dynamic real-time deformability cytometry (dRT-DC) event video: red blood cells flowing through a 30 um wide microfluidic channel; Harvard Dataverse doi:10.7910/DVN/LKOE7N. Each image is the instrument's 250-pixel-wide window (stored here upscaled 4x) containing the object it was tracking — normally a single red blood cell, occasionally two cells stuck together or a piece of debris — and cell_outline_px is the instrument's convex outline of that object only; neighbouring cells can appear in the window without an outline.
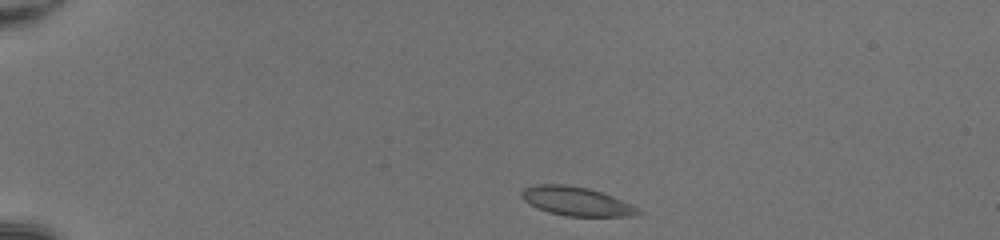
{"species": "common noctule bat (a hibernating species)", "species_latin": "Nyctalus noctula", "temperature_condition": "room temperature", "stored_images_in_passage": 40, "camera_frame_rate_fps": 3000, "um_per_image_px": 0.085, "animal": {"sex": "female", "body_mass_g": 20.0, "forearm_length_mm": 54.0}, "frame": {"image": 1, "passage_image": 1, "time_ms": 0.0, "image_size_px": [1000, 240], "cell_outline_px": [[644, 212], [632, 216], [568, 216], [548, 212], [536, 208], [524, 200], [520, 196], [520, 192], [524, 188], [536, 184], [564, 184], [588, 188], [612, 196], [632, 204]], "centroid_in_image_um": [48.98, 17.11], "position_along_channel_um": 36.0, "area_um2": 19.65}}
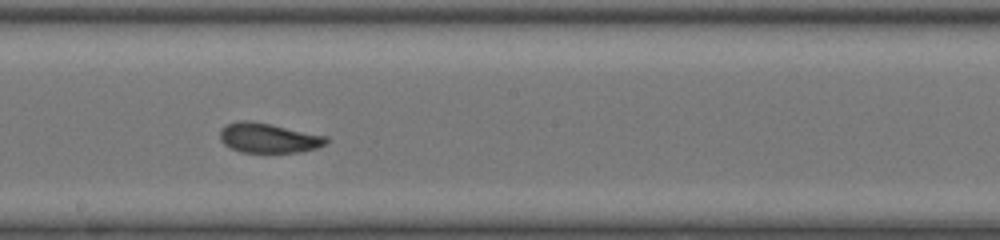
{"frame": {"image": 2, "passage_image": 20, "time_ms": 6.333, "image_size_px": [1000, 240], "cell_outline_px": [[328, 140], [324, 144], [316, 148], [300, 152], [240, 152], [224, 144], [220, 140], [220, 128], [236, 120], [248, 120], [272, 124], [328, 136]], "centroid_in_image_um": [22.8, 11.71], "position_along_channel_um": 225.4, "area_um2": 18.5}}
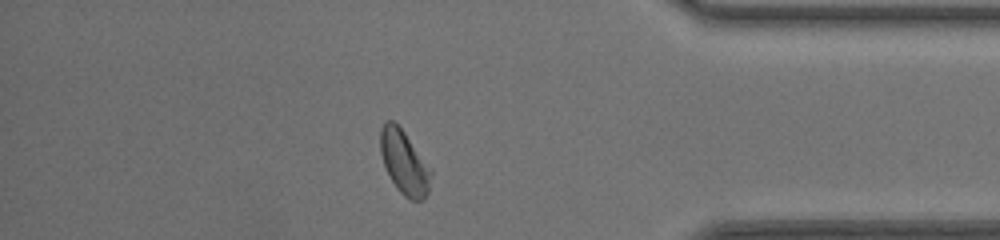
{"frame": {"image": 3, "passage_image": 34, "time_ms": 11.0, "image_size_px": [1000, 240], "cell_outline_px": [[432, 172], [428, 192], [424, 200], [412, 200], [404, 196], [396, 188], [384, 164], [380, 152], [380, 128], [384, 120], [392, 120], [404, 132], [432, 168]], "centroid_in_image_um": [34.37, 13.8], "position_along_channel_um": 400.8, "area_um2": 18.84}, "authors_computed_cell_mechanics": {"area_um2": 18.6116, "velocity_mm_per_s": 4.2055, "shape_relaxation_time_tau1_ms": 4.302, "shape_relaxation_time_tau2_ms": 2.9302, "deformation_change_tau1": 0.1351, "deformation_change_tau2": 0.0956}}